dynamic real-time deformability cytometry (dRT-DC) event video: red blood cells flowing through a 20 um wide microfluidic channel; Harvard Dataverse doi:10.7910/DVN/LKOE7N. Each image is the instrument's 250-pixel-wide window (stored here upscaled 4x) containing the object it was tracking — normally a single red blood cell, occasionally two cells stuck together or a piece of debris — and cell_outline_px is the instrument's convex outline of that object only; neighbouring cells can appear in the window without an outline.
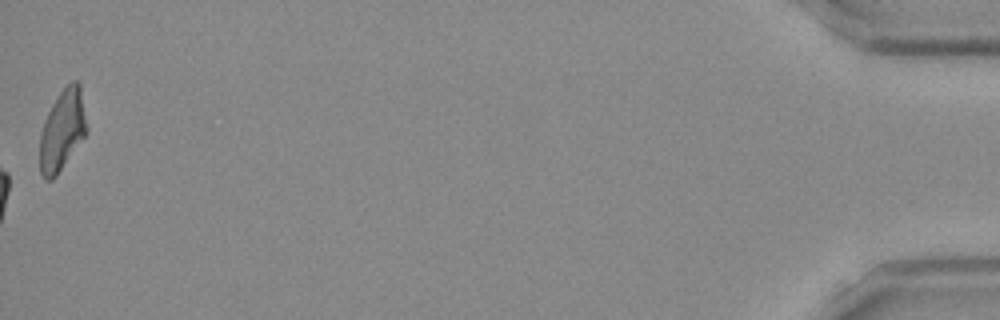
{"species": "Egyptian fruit bat (a non-hibernating species)", "species_latin": "Rousettus aegyptiacus", "temperature_condition": "room temperature", "stored_images_in_passage": 42, "camera_frame_rate_fps": 3000, "um_per_image_px": 0.085, "frame": {"image": 1, "passage_image": 42, "time_ms": 13.667, "image_size_px": [1000, 320], "cell_outline_px": [[88, 132], [56, 176], [52, 180], [44, 180], [40, 172], [40, 136], [44, 120], [52, 104], [60, 92], [72, 80], [76, 80], [80, 84], [88, 128]], "centroid_in_image_um": [5.31, 11.07], "position_along_channel_um": 429.9, "area_um2": 22.14}, "authors_computed_cell_mechanics": {"area_um2": 20.2878, "velocity_mm_per_s": 3.9814, "shape_relaxation_time_tau1_ms": null, "shape_relaxation_time_tau2_ms": 3.6033, "deformation_change_tau1": null, "deformation_change_tau2": 0.0914}}